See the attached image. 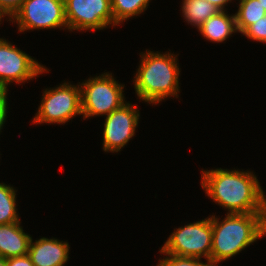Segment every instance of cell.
<instances>
[{
    "label": "cell",
    "instance_id": "1",
    "mask_svg": "<svg viewBox=\"0 0 266 266\" xmlns=\"http://www.w3.org/2000/svg\"><path fill=\"white\" fill-rule=\"evenodd\" d=\"M201 186L228 213H266V197L251 171L202 170Z\"/></svg>",
    "mask_w": 266,
    "mask_h": 266
},
{
    "label": "cell",
    "instance_id": "2",
    "mask_svg": "<svg viewBox=\"0 0 266 266\" xmlns=\"http://www.w3.org/2000/svg\"><path fill=\"white\" fill-rule=\"evenodd\" d=\"M212 250L210 262L217 266L266 235V213H227L219 221L211 216Z\"/></svg>",
    "mask_w": 266,
    "mask_h": 266
},
{
    "label": "cell",
    "instance_id": "3",
    "mask_svg": "<svg viewBox=\"0 0 266 266\" xmlns=\"http://www.w3.org/2000/svg\"><path fill=\"white\" fill-rule=\"evenodd\" d=\"M134 77L135 92L142 101L158 104L165 98H178L180 69L177 56L146 50Z\"/></svg>",
    "mask_w": 266,
    "mask_h": 266
},
{
    "label": "cell",
    "instance_id": "4",
    "mask_svg": "<svg viewBox=\"0 0 266 266\" xmlns=\"http://www.w3.org/2000/svg\"><path fill=\"white\" fill-rule=\"evenodd\" d=\"M83 119L106 116L126 103L123 88L112 73L106 72L79 84Z\"/></svg>",
    "mask_w": 266,
    "mask_h": 266
},
{
    "label": "cell",
    "instance_id": "5",
    "mask_svg": "<svg viewBox=\"0 0 266 266\" xmlns=\"http://www.w3.org/2000/svg\"><path fill=\"white\" fill-rule=\"evenodd\" d=\"M38 112L32 123L65 124L76 115H82L80 85L64 82L53 89H46Z\"/></svg>",
    "mask_w": 266,
    "mask_h": 266
},
{
    "label": "cell",
    "instance_id": "6",
    "mask_svg": "<svg viewBox=\"0 0 266 266\" xmlns=\"http://www.w3.org/2000/svg\"><path fill=\"white\" fill-rule=\"evenodd\" d=\"M212 234L211 217L184 225L175 229L159 252L182 257H204L210 262Z\"/></svg>",
    "mask_w": 266,
    "mask_h": 266
},
{
    "label": "cell",
    "instance_id": "7",
    "mask_svg": "<svg viewBox=\"0 0 266 266\" xmlns=\"http://www.w3.org/2000/svg\"><path fill=\"white\" fill-rule=\"evenodd\" d=\"M9 21L17 23L19 32L57 27L68 29L64 0H24Z\"/></svg>",
    "mask_w": 266,
    "mask_h": 266
},
{
    "label": "cell",
    "instance_id": "8",
    "mask_svg": "<svg viewBox=\"0 0 266 266\" xmlns=\"http://www.w3.org/2000/svg\"><path fill=\"white\" fill-rule=\"evenodd\" d=\"M42 64L27 53L0 38V91H8L10 83H24L48 72Z\"/></svg>",
    "mask_w": 266,
    "mask_h": 266
},
{
    "label": "cell",
    "instance_id": "9",
    "mask_svg": "<svg viewBox=\"0 0 266 266\" xmlns=\"http://www.w3.org/2000/svg\"><path fill=\"white\" fill-rule=\"evenodd\" d=\"M69 31L103 30L114 26L111 0H64Z\"/></svg>",
    "mask_w": 266,
    "mask_h": 266
},
{
    "label": "cell",
    "instance_id": "10",
    "mask_svg": "<svg viewBox=\"0 0 266 266\" xmlns=\"http://www.w3.org/2000/svg\"><path fill=\"white\" fill-rule=\"evenodd\" d=\"M140 113L137 106L125 103L106 115L103 131V150L119 152L134 137Z\"/></svg>",
    "mask_w": 266,
    "mask_h": 266
},
{
    "label": "cell",
    "instance_id": "11",
    "mask_svg": "<svg viewBox=\"0 0 266 266\" xmlns=\"http://www.w3.org/2000/svg\"><path fill=\"white\" fill-rule=\"evenodd\" d=\"M28 255L34 266H64L69 258L68 242L55 238H31Z\"/></svg>",
    "mask_w": 266,
    "mask_h": 266
},
{
    "label": "cell",
    "instance_id": "12",
    "mask_svg": "<svg viewBox=\"0 0 266 266\" xmlns=\"http://www.w3.org/2000/svg\"><path fill=\"white\" fill-rule=\"evenodd\" d=\"M20 222L0 224V256L11 258L28 254L31 236Z\"/></svg>",
    "mask_w": 266,
    "mask_h": 266
},
{
    "label": "cell",
    "instance_id": "13",
    "mask_svg": "<svg viewBox=\"0 0 266 266\" xmlns=\"http://www.w3.org/2000/svg\"><path fill=\"white\" fill-rule=\"evenodd\" d=\"M227 11H218L207 19L199 28L201 35L211 42H224L237 31L235 14L228 15Z\"/></svg>",
    "mask_w": 266,
    "mask_h": 266
},
{
    "label": "cell",
    "instance_id": "14",
    "mask_svg": "<svg viewBox=\"0 0 266 266\" xmlns=\"http://www.w3.org/2000/svg\"><path fill=\"white\" fill-rule=\"evenodd\" d=\"M182 14L185 20L199 28L207 19L215 15L218 11L213 4L207 0H182Z\"/></svg>",
    "mask_w": 266,
    "mask_h": 266
},
{
    "label": "cell",
    "instance_id": "15",
    "mask_svg": "<svg viewBox=\"0 0 266 266\" xmlns=\"http://www.w3.org/2000/svg\"><path fill=\"white\" fill-rule=\"evenodd\" d=\"M235 13L236 28L243 33L251 24L265 17V9L259 0H240Z\"/></svg>",
    "mask_w": 266,
    "mask_h": 266
},
{
    "label": "cell",
    "instance_id": "16",
    "mask_svg": "<svg viewBox=\"0 0 266 266\" xmlns=\"http://www.w3.org/2000/svg\"><path fill=\"white\" fill-rule=\"evenodd\" d=\"M150 0H111L114 26L121 22L139 16L149 5Z\"/></svg>",
    "mask_w": 266,
    "mask_h": 266
},
{
    "label": "cell",
    "instance_id": "17",
    "mask_svg": "<svg viewBox=\"0 0 266 266\" xmlns=\"http://www.w3.org/2000/svg\"><path fill=\"white\" fill-rule=\"evenodd\" d=\"M16 206V189L0 183V224L20 222Z\"/></svg>",
    "mask_w": 266,
    "mask_h": 266
},
{
    "label": "cell",
    "instance_id": "18",
    "mask_svg": "<svg viewBox=\"0 0 266 266\" xmlns=\"http://www.w3.org/2000/svg\"><path fill=\"white\" fill-rule=\"evenodd\" d=\"M162 254H166V258L159 259L160 262L157 266H213L209 261L207 263L201 262V258L182 257L168 253Z\"/></svg>",
    "mask_w": 266,
    "mask_h": 266
},
{
    "label": "cell",
    "instance_id": "19",
    "mask_svg": "<svg viewBox=\"0 0 266 266\" xmlns=\"http://www.w3.org/2000/svg\"><path fill=\"white\" fill-rule=\"evenodd\" d=\"M242 34L249 39L266 44V11L265 17L251 24Z\"/></svg>",
    "mask_w": 266,
    "mask_h": 266
},
{
    "label": "cell",
    "instance_id": "20",
    "mask_svg": "<svg viewBox=\"0 0 266 266\" xmlns=\"http://www.w3.org/2000/svg\"><path fill=\"white\" fill-rule=\"evenodd\" d=\"M24 0H0V11L9 19L20 8Z\"/></svg>",
    "mask_w": 266,
    "mask_h": 266
},
{
    "label": "cell",
    "instance_id": "21",
    "mask_svg": "<svg viewBox=\"0 0 266 266\" xmlns=\"http://www.w3.org/2000/svg\"><path fill=\"white\" fill-rule=\"evenodd\" d=\"M7 91H0V132L7 118Z\"/></svg>",
    "mask_w": 266,
    "mask_h": 266
},
{
    "label": "cell",
    "instance_id": "22",
    "mask_svg": "<svg viewBox=\"0 0 266 266\" xmlns=\"http://www.w3.org/2000/svg\"><path fill=\"white\" fill-rule=\"evenodd\" d=\"M7 266H34L29 255L7 258Z\"/></svg>",
    "mask_w": 266,
    "mask_h": 266
},
{
    "label": "cell",
    "instance_id": "23",
    "mask_svg": "<svg viewBox=\"0 0 266 266\" xmlns=\"http://www.w3.org/2000/svg\"><path fill=\"white\" fill-rule=\"evenodd\" d=\"M209 3L213 4L220 11H224V6L227 5L232 0H207Z\"/></svg>",
    "mask_w": 266,
    "mask_h": 266
},
{
    "label": "cell",
    "instance_id": "24",
    "mask_svg": "<svg viewBox=\"0 0 266 266\" xmlns=\"http://www.w3.org/2000/svg\"><path fill=\"white\" fill-rule=\"evenodd\" d=\"M0 266H7V258L0 256Z\"/></svg>",
    "mask_w": 266,
    "mask_h": 266
},
{
    "label": "cell",
    "instance_id": "25",
    "mask_svg": "<svg viewBox=\"0 0 266 266\" xmlns=\"http://www.w3.org/2000/svg\"><path fill=\"white\" fill-rule=\"evenodd\" d=\"M260 1V3H261V5H262V7L265 9V11H266V0H259Z\"/></svg>",
    "mask_w": 266,
    "mask_h": 266
},
{
    "label": "cell",
    "instance_id": "26",
    "mask_svg": "<svg viewBox=\"0 0 266 266\" xmlns=\"http://www.w3.org/2000/svg\"><path fill=\"white\" fill-rule=\"evenodd\" d=\"M3 17H5V15L0 11V22Z\"/></svg>",
    "mask_w": 266,
    "mask_h": 266
}]
</instances>
